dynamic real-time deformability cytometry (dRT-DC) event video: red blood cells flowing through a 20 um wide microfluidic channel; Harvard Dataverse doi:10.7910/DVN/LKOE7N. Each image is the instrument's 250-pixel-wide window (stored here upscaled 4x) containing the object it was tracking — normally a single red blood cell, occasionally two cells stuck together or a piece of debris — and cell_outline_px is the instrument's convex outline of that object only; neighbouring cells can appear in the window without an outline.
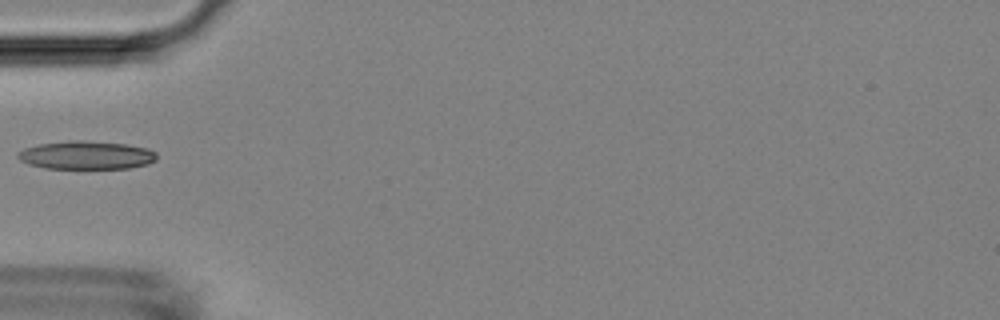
{"species": "Egyptian fruit bat (a non-hibernating species)", "species_latin": "Rousettus aegyptiacus", "temperature_condition": "room temperature", "stored_images_in_passage": 34, "camera_frame_rate_fps": 3000, "um_per_image_px": 0.085, "animal": {"sex": "female"}, "frame": {"image": 1, "passage_image": 1, "time_ms": 0.0, "image_size_px": [1000, 320], "cell_outline_px": [[156, 160], [148, 164], [128, 168], [44, 168], [28, 164], [20, 160], [16, 156], [16, 152], [24, 148], [40, 144], [76, 140], [80, 140], [128, 144], [148, 148], [156, 152]], "centroid_in_image_um": [7.33, 13.19], "position_along_channel_um": 77.7, "area_um2": 22.89}}
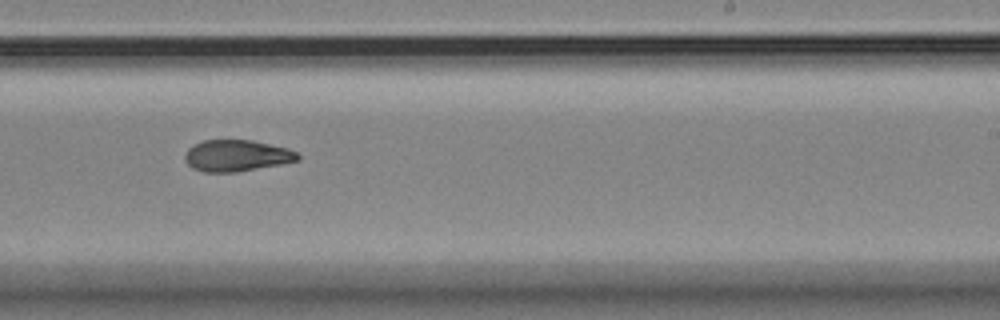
{"frame": {"image": 2, "passage_image": 16, "time_ms": 5.0, "image_size_px": [1000, 320], "cell_outline_px": [[300, 160], [280, 164], [236, 172], [204, 172], [192, 168], [184, 160], [184, 156], [188, 148], [192, 144], [204, 140], [252, 140], [288, 148], [296, 152], [300, 156]], "centroid_in_image_um": [20.09, 13.22], "position_along_channel_um": 268.9, "area_um2": 20.75}}
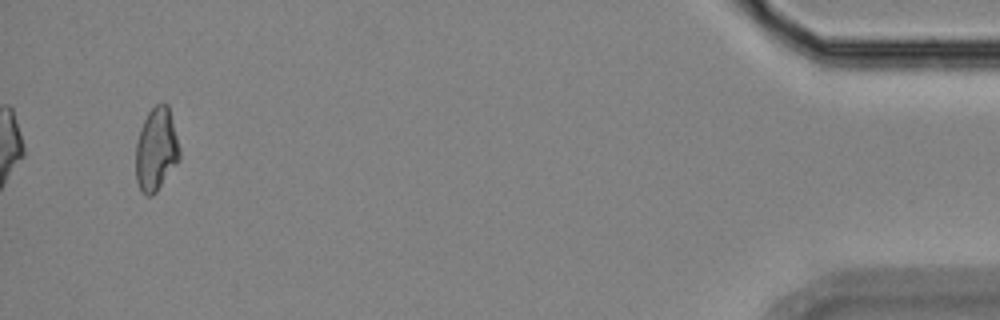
{"frame": {"image": 3, "passage_image": 34, "time_ms": 11.0, "image_size_px": [1000, 320], "cell_outline_px": [[180, 160], [156, 192], [152, 196], [148, 196], [140, 188], [136, 180], [136, 140], [140, 128], [148, 112], [160, 100], [164, 100], [168, 104], [180, 148]], "centroid_in_image_um": [13.29, 12.66], "position_along_channel_um": 421.9, "area_um2": 21.44}}